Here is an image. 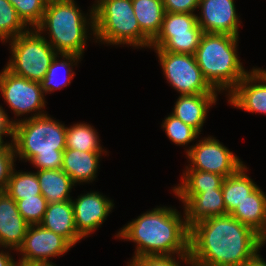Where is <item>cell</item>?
<instances>
[{
	"label": "cell",
	"instance_id": "6da1fadb",
	"mask_svg": "<svg viewBox=\"0 0 266 266\" xmlns=\"http://www.w3.org/2000/svg\"><path fill=\"white\" fill-rule=\"evenodd\" d=\"M263 246V238L231 214L190 227L189 254L194 266H244Z\"/></svg>",
	"mask_w": 266,
	"mask_h": 266
},
{
	"label": "cell",
	"instance_id": "7a4b0ae2",
	"mask_svg": "<svg viewBox=\"0 0 266 266\" xmlns=\"http://www.w3.org/2000/svg\"><path fill=\"white\" fill-rule=\"evenodd\" d=\"M180 214L172 207L153 208L124 225L115 237L136 243L132 258L190 255V228L186 225L185 212L183 216Z\"/></svg>",
	"mask_w": 266,
	"mask_h": 266
},
{
	"label": "cell",
	"instance_id": "3957f363",
	"mask_svg": "<svg viewBox=\"0 0 266 266\" xmlns=\"http://www.w3.org/2000/svg\"><path fill=\"white\" fill-rule=\"evenodd\" d=\"M20 119H14L12 144L16 158L29 161L37 170L61 169L67 126L48 114Z\"/></svg>",
	"mask_w": 266,
	"mask_h": 266
},
{
	"label": "cell",
	"instance_id": "277c9868",
	"mask_svg": "<svg viewBox=\"0 0 266 266\" xmlns=\"http://www.w3.org/2000/svg\"><path fill=\"white\" fill-rule=\"evenodd\" d=\"M80 9L74 0L51 2L46 5L43 19L35 29L41 34L48 33L49 40H46L58 54H75L82 57L90 30V35L94 36L93 5L89 15Z\"/></svg>",
	"mask_w": 266,
	"mask_h": 266
},
{
	"label": "cell",
	"instance_id": "5b68a950",
	"mask_svg": "<svg viewBox=\"0 0 266 266\" xmlns=\"http://www.w3.org/2000/svg\"><path fill=\"white\" fill-rule=\"evenodd\" d=\"M238 39L230 34L204 32L194 54L203 76L220 93L228 90L229 94L250 72L238 57Z\"/></svg>",
	"mask_w": 266,
	"mask_h": 266
},
{
	"label": "cell",
	"instance_id": "8992f818",
	"mask_svg": "<svg viewBox=\"0 0 266 266\" xmlns=\"http://www.w3.org/2000/svg\"><path fill=\"white\" fill-rule=\"evenodd\" d=\"M94 37L99 44L150 48L151 39L140 29L132 0H95Z\"/></svg>",
	"mask_w": 266,
	"mask_h": 266
},
{
	"label": "cell",
	"instance_id": "52a82bcc",
	"mask_svg": "<svg viewBox=\"0 0 266 266\" xmlns=\"http://www.w3.org/2000/svg\"><path fill=\"white\" fill-rule=\"evenodd\" d=\"M11 57L5 67L13 74L40 82L46 75L52 60L58 54L35 28L10 39ZM11 43V44H10Z\"/></svg>",
	"mask_w": 266,
	"mask_h": 266
},
{
	"label": "cell",
	"instance_id": "ba28073f",
	"mask_svg": "<svg viewBox=\"0 0 266 266\" xmlns=\"http://www.w3.org/2000/svg\"><path fill=\"white\" fill-rule=\"evenodd\" d=\"M197 14L166 12L157 36L151 41L154 51L194 55L203 35Z\"/></svg>",
	"mask_w": 266,
	"mask_h": 266
},
{
	"label": "cell",
	"instance_id": "9c48e42d",
	"mask_svg": "<svg viewBox=\"0 0 266 266\" xmlns=\"http://www.w3.org/2000/svg\"><path fill=\"white\" fill-rule=\"evenodd\" d=\"M155 53L164 77L180 95L219 93L203 76L194 55L167 51Z\"/></svg>",
	"mask_w": 266,
	"mask_h": 266
},
{
	"label": "cell",
	"instance_id": "30bf717a",
	"mask_svg": "<svg viewBox=\"0 0 266 266\" xmlns=\"http://www.w3.org/2000/svg\"><path fill=\"white\" fill-rule=\"evenodd\" d=\"M0 92L7 106L9 105L13 111L14 117L32 112L30 118L47 114L43 110L46 107V95L40 82L17 76L4 67L0 72Z\"/></svg>",
	"mask_w": 266,
	"mask_h": 266
},
{
	"label": "cell",
	"instance_id": "8fae6325",
	"mask_svg": "<svg viewBox=\"0 0 266 266\" xmlns=\"http://www.w3.org/2000/svg\"><path fill=\"white\" fill-rule=\"evenodd\" d=\"M201 139L186 149L190 164L185 170L206 171L226 178L245 165L239 156L237 157L218 139L212 136Z\"/></svg>",
	"mask_w": 266,
	"mask_h": 266
},
{
	"label": "cell",
	"instance_id": "7c38bea8",
	"mask_svg": "<svg viewBox=\"0 0 266 266\" xmlns=\"http://www.w3.org/2000/svg\"><path fill=\"white\" fill-rule=\"evenodd\" d=\"M71 247L64 237L40 224L29 225L22 246L17 251L22 255L17 262L25 265L52 263L50 258L64 255Z\"/></svg>",
	"mask_w": 266,
	"mask_h": 266
},
{
	"label": "cell",
	"instance_id": "4fadbf2b",
	"mask_svg": "<svg viewBox=\"0 0 266 266\" xmlns=\"http://www.w3.org/2000/svg\"><path fill=\"white\" fill-rule=\"evenodd\" d=\"M77 197L75 200H71L75 225L78 234L85 238L101 227L104 220H107V216L114 209V203L113 200L96 191H90Z\"/></svg>",
	"mask_w": 266,
	"mask_h": 266
},
{
	"label": "cell",
	"instance_id": "5bb4252c",
	"mask_svg": "<svg viewBox=\"0 0 266 266\" xmlns=\"http://www.w3.org/2000/svg\"><path fill=\"white\" fill-rule=\"evenodd\" d=\"M198 25L206 33H222L239 37L241 20L236 12L234 0H200ZM240 20V21H239Z\"/></svg>",
	"mask_w": 266,
	"mask_h": 266
},
{
	"label": "cell",
	"instance_id": "9a60e30c",
	"mask_svg": "<svg viewBox=\"0 0 266 266\" xmlns=\"http://www.w3.org/2000/svg\"><path fill=\"white\" fill-rule=\"evenodd\" d=\"M227 97L234 108L266 114V69L253 67Z\"/></svg>",
	"mask_w": 266,
	"mask_h": 266
},
{
	"label": "cell",
	"instance_id": "2e32d148",
	"mask_svg": "<svg viewBox=\"0 0 266 266\" xmlns=\"http://www.w3.org/2000/svg\"><path fill=\"white\" fill-rule=\"evenodd\" d=\"M28 227L29 224L21 216L16 201L5 191L0 192V247L17 252L22 246Z\"/></svg>",
	"mask_w": 266,
	"mask_h": 266
},
{
	"label": "cell",
	"instance_id": "e0dca14e",
	"mask_svg": "<svg viewBox=\"0 0 266 266\" xmlns=\"http://www.w3.org/2000/svg\"><path fill=\"white\" fill-rule=\"evenodd\" d=\"M217 97V93L179 95L171 114L201 134L208 110L216 104Z\"/></svg>",
	"mask_w": 266,
	"mask_h": 266
},
{
	"label": "cell",
	"instance_id": "ac0fdd59",
	"mask_svg": "<svg viewBox=\"0 0 266 266\" xmlns=\"http://www.w3.org/2000/svg\"><path fill=\"white\" fill-rule=\"evenodd\" d=\"M106 151H80L66 148L63 152L61 169L72 179L75 185L95 180L99 160Z\"/></svg>",
	"mask_w": 266,
	"mask_h": 266
},
{
	"label": "cell",
	"instance_id": "d6986e66",
	"mask_svg": "<svg viewBox=\"0 0 266 266\" xmlns=\"http://www.w3.org/2000/svg\"><path fill=\"white\" fill-rule=\"evenodd\" d=\"M40 225L64 237L72 246L83 239L77 232L71 200L48 203Z\"/></svg>",
	"mask_w": 266,
	"mask_h": 266
},
{
	"label": "cell",
	"instance_id": "ffe728a7",
	"mask_svg": "<svg viewBox=\"0 0 266 266\" xmlns=\"http://www.w3.org/2000/svg\"><path fill=\"white\" fill-rule=\"evenodd\" d=\"M183 206L189 228L203 219L226 215L222 190L202 191L193 195Z\"/></svg>",
	"mask_w": 266,
	"mask_h": 266
},
{
	"label": "cell",
	"instance_id": "44dd1931",
	"mask_svg": "<svg viewBox=\"0 0 266 266\" xmlns=\"http://www.w3.org/2000/svg\"><path fill=\"white\" fill-rule=\"evenodd\" d=\"M261 187L239 204L231 215L244 225L250 227L262 238L266 235V194Z\"/></svg>",
	"mask_w": 266,
	"mask_h": 266
},
{
	"label": "cell",
	"instance_id": "7402d4cb",
	"mask_svg": "<svg viewBox=\"0 0 266 266\" xmlns=\"http://www.w3.org/2000/svg\"><path fill=\"white\" fill-rule=\"evenodd\" d=\"M182 182L173 187V192L183 205L195 194L202 191L221 190L224 176L206 171L185 170Z\"/></svg>",
	"mask_w": 266,
	"mask_h": 266
},
{
	"label": "cell",
	"instance_id": "603a6c76",
	"mask_svg": "<svg viewBox=\"0 0 266 266\" xmlns=\"http://www.w3.org/2000/svg\"><path fill=\"white\" fill-rule=\"evenodd\" d=\"M36 175L41 193L48 203L72 200L70 192L75 184L62 169L37 170Z\"/></svg>",
	"mask_w": 266,
	"mask_h": 266
},
{
	"label": "cell",
	"instance_id": "cb8c5ba5",
	"mask_svg": "<svg viewBox=\"0 0 266 266\" xmlns=\"http://www.w3.org/2000/svg\"><path fill=\"white\" fill-rule=\"evenodd\" d=\"M247 166L243 165L236 173L226 177L222 184V193L226 214H231L247 195L253 193L258 185L247 175Z\"/></svg>",
	"mask_w": 266,
	"mask_h": 266
},
{
	"label": "cell",
	"instance_id": "d4e9b609",
	"mask_svg": "<svg viewBox=\"0 0 266 266\" xmlns=\"http://www.w3.org/2000/svg\"><path fill=\"white\" fill-rule=\"evenodd\" d=\"M81 58L82 57L75 54H57L52 60L45 77L40 81L43 93L51 94L53 91H56L57 89L60 90L71 84V80L75 76V72L72 71L73 66H76L77 63L81 61ZM61 71H64L63 73L66 77L62 75ZM59 74L64 76L61 77V80Z\"/></svg>",
	"mask_w": 266,
	"mask_h": 266
},
{
	"label": "cell",
	"instance_id": "484cf974",
	"mask_svg": "<svg viewBox=\"0 0 266 266\" xmlns=\"http://www.w3.org/2000/svg\"><path fill=\"white\" fill-rule=\"evenodd\" d=\"M140 29L153 40L159 33L165 16L162 0H132Z\"/></svg>",
	"mask_w": 266,
	"mask_h": 266
},
{
	"label": "cell",
	"instance_id": "4316f807",
	"mask_svg": "<svg viewBox=\"0 0 266 266\" xmlns=\"http://www.w3.org/2000/svg\"><path fill=\"white\" fill-rule=\"evenodd\" d=\"M66 148L80 151H105L97 130L89 123H76L66 129Z\"/></svg>",
	"mask_w": 266,
	"mask_h": 266
},
{
	"label": "cell",
	"instance_id": "83f0119b",
	"mask_svg": "<svg viewBox=\"0 0 266 266\" xmlns=\"http://www.w3.org/2000/svg\"><path fill=\"white\" fill-rule=\"evenodd\" d=\"M13 168L5 192L15 201L42 195L36 172H25Z\"/></svg>",
	"mask_w": 266,
	"mask_h": 266
},
{
	"label": "cell",
	"instance_id": "f1b7e54d",
	"mask_svg": "<svg viewBox=\"0 0 266 266\" xmlns=\"http://www.w3.org/2000/svg\"><path fill=\"white\" fill-rule=\"evenodd\" d=\"M28 27L8 0H0V37L6 42L25 33Z\"/></svg>",
	"mask_w": 266,
	"mask_h": 266
},
{
	"label": "cell",
	"instance_id": "f546056e",
	"mask_svg": "<svg viewBox=\"0 0 266 266\" xmlns=\"http://www.w3.org/2000/svg\"><path fill=\"white\" fill-rule=\"evenodd\" d=\"M161 127L169 140L178 146H187L200 135L193 127L185 124L171 113L163 120Z\"/></svg>",
	"mask_w": 266,
	"mask_h": 266
},
{
	"label": "cell",
	"instance_id": "4dcf8cb0",
	"mask_svg": "<svg viewBox=\"0 0 266 266\" xmlns=\"http://www.w3.org/2000/svg\"><path fill=\"white\" fill-rule=\"evenodd\" d=\"M18 17L28 27L36 28L42 21L47 3L44 0H8Z\"/></svg>",
	"mask_w": 266,
	"mask_h": 266
},
{
	"label": "cell",
	"instance_id": "1f68e13d",
	"mask_svg": "<svg viewBox=\"0 0 266 266\" xmlns=\"http://www.w3.org/2000/svg\"><path fill=\"white\" fill-rule=\"evenodd\" d=\"M16 204L21 216L29 225L40 224L48 206L43 195L17 200Z\"/></svg>",
	"mask_w": 266,
	"mask_h": 266
},
{
	"label": "cell",
	"instance_id": "d6a6232c",
	"mask_svg": "<svg viewBox=\"0 0 266 266\" xmlns=\"http://www.w3.org/2000/svg\"><path fill=\"white\" fill-rule=\"evenodd\" d=\"M178 258V260H177ZM140 256L132 258L127 266H180L183 262L186 266H194L190 255L179 256ZM182 260V261H181ZM182 266V265H181Z\"/></svg>",
	"mask_w": 266,
	"mask_h": 266
},
{
	"label": "cell",
	"instance_id": "836d02e7",
	"mask_svg": "<svg viewBox=\"0 0 266 266\" xmlns=\"http://www.w3.org/2000/svg\"><path fill=\"white\" fill-rule=\"evenodd\" d=\"M16 155L13 144L10 143L3 151H0V192L7 186L11 172L16 164Z\"/></svg>",
	"mask_w": 266,
	"mask_h": 266
},
{
	"label": "cell",
	"instance_id": "e575fe53",
	"mask_svg": "<svg viewBox=\"0 0 266 266\" xmlns=\"http://www.w3.org/2000/svg\"><path fill=\"white\" fill-rule=\"evenodd\" d=\"M166 12L169 13H190L198 9L200 0H162Z\"/></svg>",
	"mask_w": 266,
	"mask_h": 266
},
{
	"label": "cell",
	"instance_id": "d590c367",
	"mask_svg": "<svg viewBox=\"0 0 266 266\" xmlns=\"http://www.w3.org/2000/svg\"><path fill=\"white\" fill-rule=\"evenodd\" d=\"M8 117L7 113L5 112V109L0 105V133H4L5 137L8 135L11 138V142L13 140V129L15 120Z\"/></svg>",
	"mask_w": 266,
	"mask_h": 266
},
{
	"label": "cell",
	"instance_id": "8d00e7d4",
	"mask_svg": "<svg viewBox=\"0 0 266 266\" xmlns=\"http://www.w3.org/2000/svg\"><path fill=\"white\" fill-rule=\"evenodd\" d=\"M18 262L14 261L13 256L9 251H4L2 247H0V266H15Z\"/></svg>",
	"mask_w": 266,
	"mask_h": 266
},
{
	"label": "cell",
	"instance_id": "74e56055",
	"mask_svg": "<svg viewBox=\"0 0 266 266\" xmlns=\"http://www.w3.org/2000/svg\"><path fill=\"white\" fill-rule=\"evenodd\" d=\"M244 266H266V261L263 258H261V255L258 252Z\"/></svg>",
	"mask_w": 266,
	"mask_h": 266
},
{
	"label": "cell",
	"instance_id": "f35d334b",
	"mask_svg": "<svg viewBox=\"0 0 266 266\" xmlns=\"http://www.w3.org/2000/svg\"><path fill=\"white\" fill-rule=\"evenodd\" d=\"M4 133H0V151H3L10 143H12L11 141L10 142H6L3 140L4 138Z\"/></svg>",
	"mask_w": 266,
	"mask_h": 266
},
{
	"label": "cell",
	"instance_id": "ab89813d",
	"mask_svg": "<svg viewBox=\"0 0 266 266\" xmlns=\"http://www.w3.org/2000/svg\"><path fill=\"white\" fill-rule=\"evenodd\" d=\"M33 266H56L54 263H41V264H33Z\"/></svg>",
	"mask_w": 266,
	"mask_h": 266
},
{
	"label": "cell",
	"instance_id": "60d3db41",
	"mask_svg": "<svg viewBox=\"0 0 266 266\" xmlns=\"http://www.w3.org/2000/svg\"><path fill=\"white\" fill-rule=\"evenodd\" d=\"M47 4L51 2L66 1V0H44Z\"/></svg>",
	"mask_w": 266,
	"mask_h": 266
},
{
	"label": "cell",
	"instance_id": "b9f144b4",
	"mask_svg": "<svg viewBox=\"0 0 266 266\" xmlns=\"http://www.w3.org/2000/svg\"><path fill=\"white\" fill-rule=\"evenodd\" d=\"M15 266H33V264H31V265H25V264L17 263Z\"/></svg>",
	"mask_w": 266,
	"mask_h": 266
},
{
	"label": "cell",
	"instance_id": "7bdbcfd3",
	"mask_svg": "<svg viewBox=\"0 0 266 266\" xmlns=\"http://www.w3.org/2000/svg\"><path fill=\"white\" fill-rule=\"evenodd\" d=\"M265 244H266V235L263 238V247H264Z\"/></svg>",
	"mask_w": 266,
	"mask_h": 266
},
{
	"label": "cell",
	"instance_id": "ee69618b",
	"mask_svg": "<svg viewBox=\"0 0 266 266\" xmlns=\"http://www.w3.org/2000/svg\"><path fill=\"white\" fill-rule=\"evenodd\" d=\"M0 40H1L2 43H5V41L1 37H0Z\"/></svg>",
	"mask_w": 266,
	"mask_h": 266
}]
</instances>
